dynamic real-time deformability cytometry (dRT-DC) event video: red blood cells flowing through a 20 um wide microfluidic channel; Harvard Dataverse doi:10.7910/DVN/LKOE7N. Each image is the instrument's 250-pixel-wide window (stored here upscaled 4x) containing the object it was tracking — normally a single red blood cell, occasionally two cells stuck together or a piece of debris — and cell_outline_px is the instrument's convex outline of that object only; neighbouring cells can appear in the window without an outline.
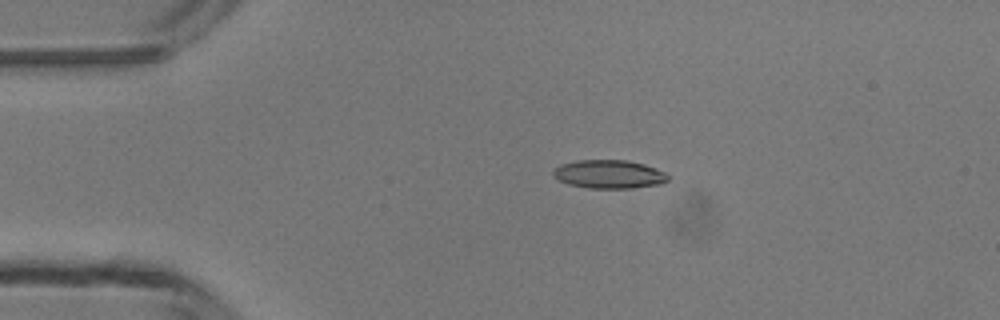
{"species": "common noctule bat (a hibernating species)", "species_latin": "Nyctalus noctula", "temperature_condition": "room temperature", "stored_images_in_passage": 4, "camera_frame_rate_fps": 3000, "um_per_image_px": 0.085, "animal": {"sex": "male", "body_mass_g": 13.3}, "frame": {"image": 1, "passage_image": 3, "time_ms": 3.0, "image_size_px": [1000, 320], "cell_outline_px": [[668, 180], [660, 184], [632, 188], [588, 188], [568, 184], [556, 180], [552, 176], [552, 172], [560, 164], [576, 160], [628, 160], [644, 164], [664, 172], [668, 176]], "centroid_in_image_um": [51.72, 14.81], "position_along_channel_um": 33.3, "area_um2": 19.13}}